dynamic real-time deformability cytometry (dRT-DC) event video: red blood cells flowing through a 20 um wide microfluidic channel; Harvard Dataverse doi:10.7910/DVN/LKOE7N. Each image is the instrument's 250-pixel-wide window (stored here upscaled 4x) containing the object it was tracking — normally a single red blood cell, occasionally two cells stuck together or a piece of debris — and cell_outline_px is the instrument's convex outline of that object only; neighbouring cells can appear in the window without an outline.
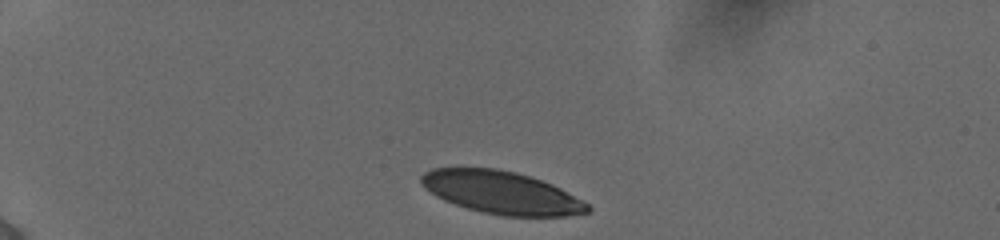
{"species": "human", "species_latin": "Homo sapiens", "temperature_condition": "cold", "stored_images_in_passage": 12, "camera_frame_rate_fps": 3000, "um_per_image_px": 0.085, "donor": {"sex": "female"}, "frame": {"image": 1, "passage_image": 1, "time_ms": 0.0, "image_size_px": [1000, 240], "cell_outline_px": [[592, 208], [588, 212], [564, 216], [500, 216], [480, 212], [444, 200], [436, 196], [424, 188], [420, 184], [420, 176], [424, 172], [432, 168], [496, 168], [516, 172], [552, 184], [584, 200]], "centroid_in_image_um": [42.61, 16.37], "position_along_channel_um": 42.4, "area_um2": 41.44}}
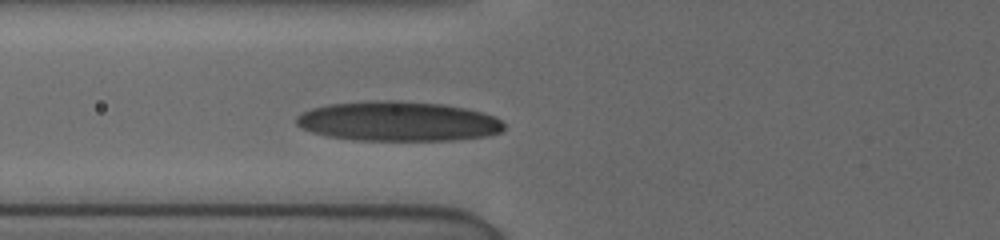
{"frame": {"image": 2, "passage_image": 10, "time_ms": 3.0, "image_size_px": [1000, 240], "cell_outline_px": [[504, 128], [500, 132], [488, 136], [452, 140], [356, 140], [328, 136], [312, 132], [300, 128], [296, 124], [296, 116], [312, 108], [328, 104], [380, 100], [400, 100], [444, 104], [484, 112], [496, 116], [504, 124]], "centroid_in_image_um": [33.86, 10.31], "position_along_channel_um": 91.9, "area_um2": 48.26}}